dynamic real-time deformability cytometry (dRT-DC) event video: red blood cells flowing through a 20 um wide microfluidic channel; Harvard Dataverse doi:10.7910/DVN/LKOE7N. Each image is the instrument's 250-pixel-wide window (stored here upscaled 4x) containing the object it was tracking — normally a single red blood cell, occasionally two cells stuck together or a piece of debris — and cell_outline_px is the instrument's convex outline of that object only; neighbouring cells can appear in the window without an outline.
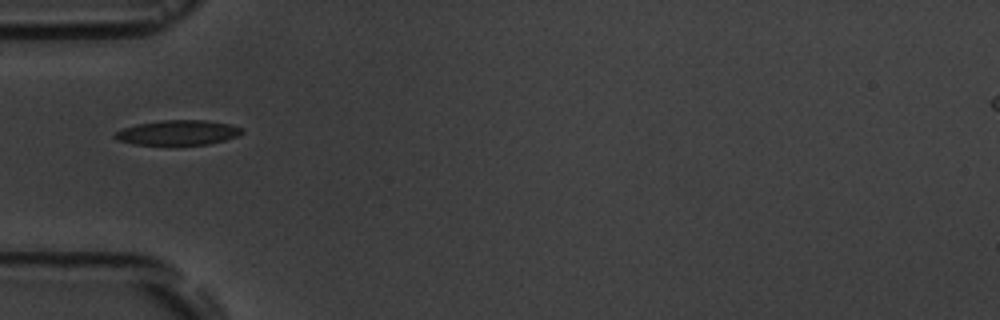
{"species": "common noctule bat (a hibernating species)", "species_latin": "Nyctalus noctula", "temperature_condition": "room temperature", "stored_images_in_passage": 8, "camera_frame_rate_fps": 3000, "um_per_image_px": 0.085, "animal": {"sex": "male", "body_mass_g": 19.5, "forearm_length_mm": 54.6}, "frame": {"image": 1, "passage_image": 4, "time_ms": 4.333, "image_size_px": [1000, 320], "cell_outline_px": [[244, 132], [240, 136], [208, 144], [136, 144], [116, 140], [112, 136], [116, 132], [124, 128], [136, 124], [160, 120], [208, 120], [232, 124], [244, 128]], "centroid_in_image_um": [15.18, 11.25], "position_along_channel_um": 69.8, "area_um2": 18.5}}
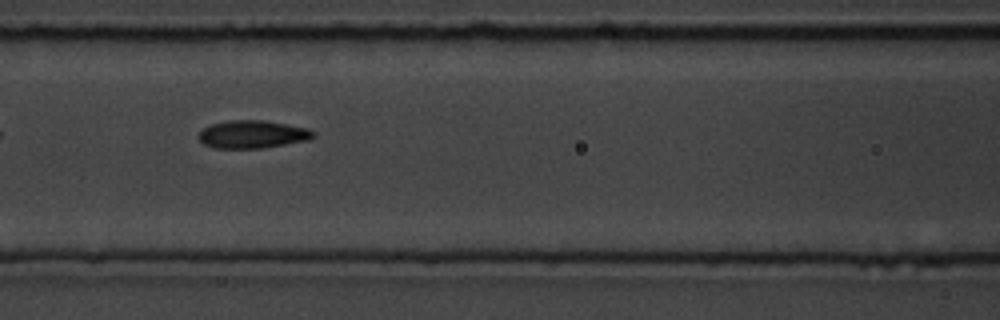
{"frame": {"image": 2, "passage_image": 6, "time_ms": 6.333, "image_size_px": [1000, 320], "cell_outline_px": [[316, 136], [308, 140], [264, 148], [216, 148], [204, 144], [196, 136], [204, 128], [212, 124], [232, 120], [264, 120], [308, 128], [316, 132]], "centroid_in_image_um": [21.49, 11.42], "position_along_channel_um": 145.1, "area_um2": 18.61}}
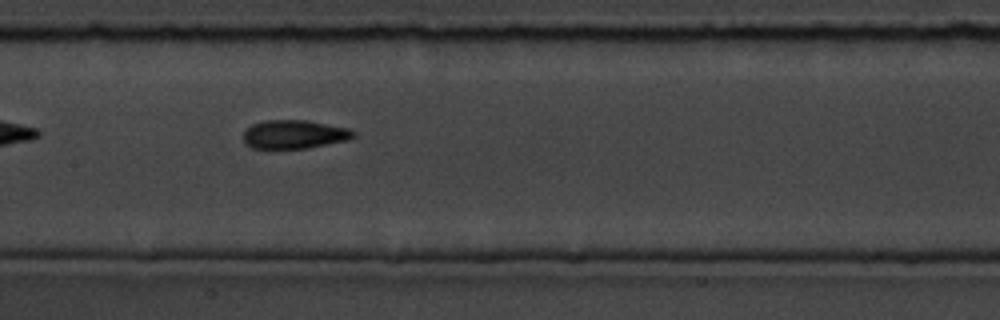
{"frame": {"image": 3, "passage_image": 7, "time_ms": 7.333, "image_size_px": [1000, 320], "cell_outline_px": [[356, 136], [344, 140], [304, 148], [252, 148], [244, 144], [244, 132], [252, 124], [264, 120], [308, 120], [348, 128], [356, 132]], "centroid_in_image_um": [24.98, 11.4], "position_along_channel_um": 182.4, "area_um2": 18.15}}